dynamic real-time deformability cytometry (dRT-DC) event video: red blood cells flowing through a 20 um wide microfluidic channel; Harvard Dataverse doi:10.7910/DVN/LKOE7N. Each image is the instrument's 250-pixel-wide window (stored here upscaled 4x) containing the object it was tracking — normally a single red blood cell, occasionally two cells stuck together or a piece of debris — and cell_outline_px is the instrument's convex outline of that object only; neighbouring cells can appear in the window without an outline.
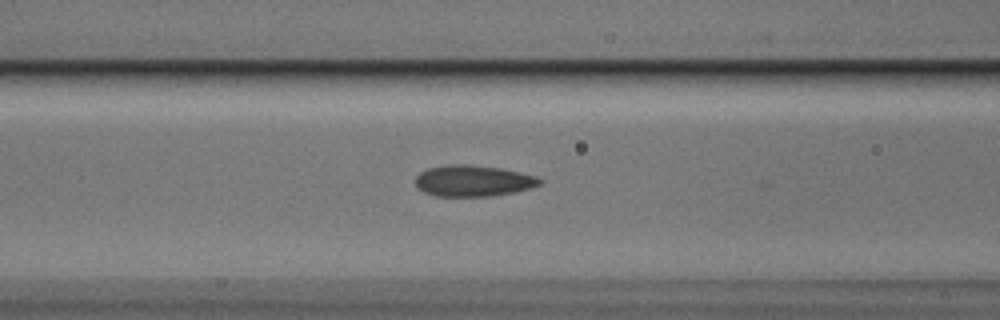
{"species": "Egyptian fruit bat (a non-hibernating species)", "species_latin": "Rousettus aegyptiacus", "temperature_condition": "cold", "stored_images_in_passage": 14, "camera_frame_rate_fps": 3000, "um_per_image_px": 0.085, "animal": {"sex": "male"}, "frame": {"image": 1, "passage_image": 12, "time_ms": 3.667, "image_size_px": [1000, 320], "cell_outline_px": [[544, 180], [540, 184], [532, 188], [516, 192], [492, 196], [436, 196], [424, 192], [416, 184], [416, 176], [420, 172], [428, 168], [448, 164], [464, 164], [500, 168], [520, 172], [536, 176]], "centroid_in_image_um": [40.25, 15.37], "position_along_channel_um": 126.4, "area_um2": 22.66}}